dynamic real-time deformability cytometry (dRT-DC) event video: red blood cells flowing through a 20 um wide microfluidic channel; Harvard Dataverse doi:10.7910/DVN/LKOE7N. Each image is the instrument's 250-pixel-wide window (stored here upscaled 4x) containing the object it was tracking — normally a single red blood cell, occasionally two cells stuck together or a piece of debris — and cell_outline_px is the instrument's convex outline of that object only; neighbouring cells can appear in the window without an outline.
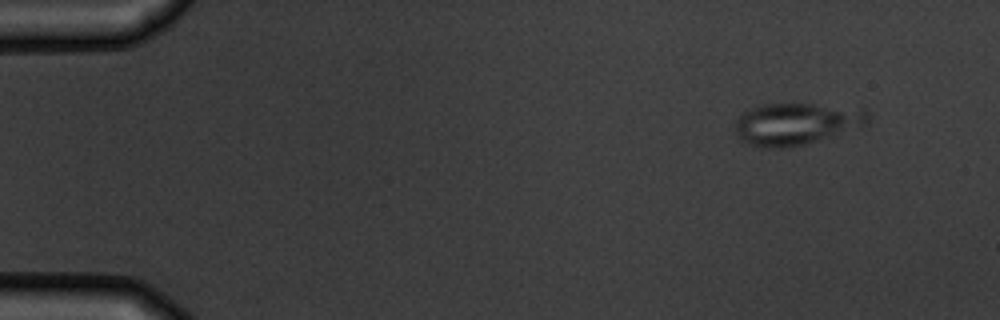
{"species": "common noctule bat (a hibernating species)", "species_latin": "Nyctalus noctula", "temperature_condition": "warm", "stored_images_in_passage": 4, "camera_frame_rate_fps": 3000, "um_per_image_px": 0.085, "animal": {"sex": "male", "body_mass_g": 19.5, "forearm_length_mm": 54.6}, "frame": {"image": 1, "passage_image": 1, "time_ms": 0.0, "image_size_px": [1000, 320], "cell_outline_px": [[868, 120], [864, 124], [804, 144], [784, 148], [764, 148], [752, 144], [736, 136], [736, 120], [744, 112], [752, 108], [764, 104], [812, 104], [864, 108], [868, 112]], "centroid_in_image_um": [67.64, 10.5], "position_along_channel_um": 17.4, "area_um2": 31.62}}